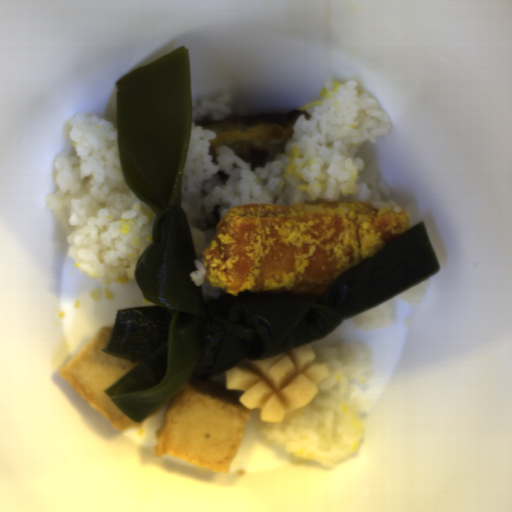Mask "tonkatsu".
<instances>
[{"label":"tonkatsu","instance_id":"obj_1","mask_svg":"<svg viewBox=\"0 0 512 512\" xmlns=\"http://www.w3.org/2000/svg\"><path fill=\"white\" fill-rule=\"evenodd\" d=\"M405 208L362 201L236 205L202 251L209 287L222 294H324L351 267L410 230Z\"/></svg>","mask_w":512,"mask_h":512}]
</instances>
